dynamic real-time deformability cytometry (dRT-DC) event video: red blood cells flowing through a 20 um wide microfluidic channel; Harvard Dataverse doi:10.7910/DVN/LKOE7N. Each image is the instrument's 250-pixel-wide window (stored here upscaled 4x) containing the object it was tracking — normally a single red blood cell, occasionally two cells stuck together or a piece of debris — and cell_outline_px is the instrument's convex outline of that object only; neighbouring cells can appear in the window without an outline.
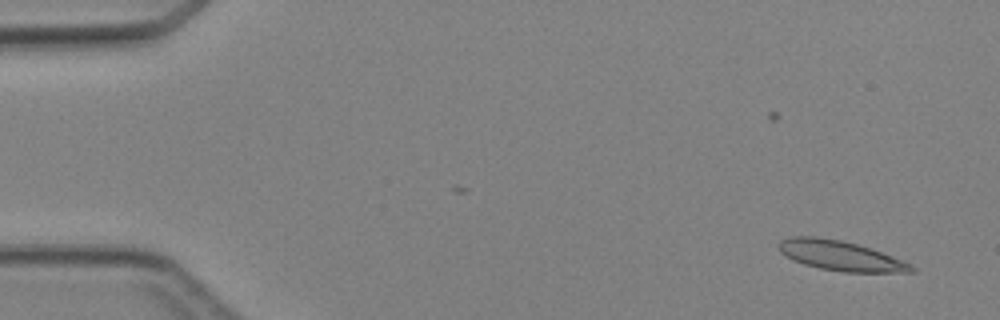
{"species": "Egyptian fruit bat (a non-hibernating species)", "species_latin": "Rousettus aegyptiacus", "temperature_condition": "cold", "stored_images_in_passage": 4, "camera_frame_rate_fps": 3000, "um_per_image_px": 0.085, "animal": {"sex": "female"}, "frame": {"image": 1, "passage_image": 1, "time_ms": 0.0, "image_size_px": [1000, 320], "cell_outline_px": [[916, 272], [844, 272], [820, 268], [804, 264], [792, 260], [780, 252], [776, 244], [780, 240], [792, 236], [816, 236], [840, 240], [856, 244], [892, 256], [912, 264], [916, 268]], "centroid_in_image_um": [71.4, 21.73], "position_along_channel_um": 13.6, "area_um2": 23.06}}
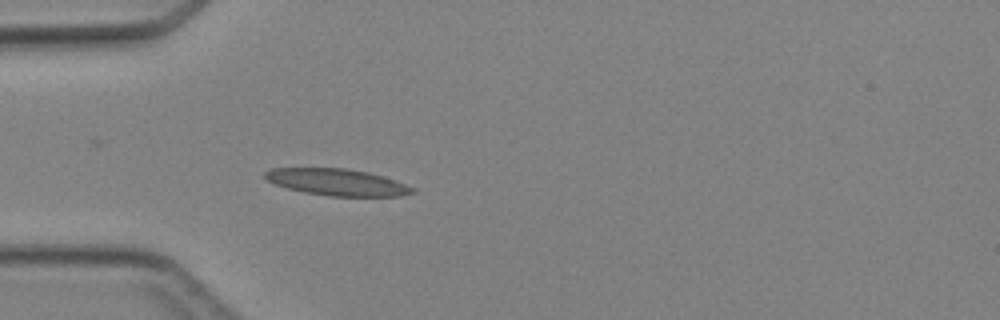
{"frame": {"image": 2, "passage_image": 4, "time_ms": 3.667, "image_size_px": [1000, 320], "cell_outline_px": [[416, 192], [400, 196], [328, 196], [304, 192], [288, 188], [276, 184], [268, 180], [264, 176], [264, 172], [272, 168], [344, 168], [368, 172], [384, 176], [416, 188]], "centroid_in_image_um": [28.69, 15.48], "position_along_channel_um": 56.3, "area_um2": 22.89}}